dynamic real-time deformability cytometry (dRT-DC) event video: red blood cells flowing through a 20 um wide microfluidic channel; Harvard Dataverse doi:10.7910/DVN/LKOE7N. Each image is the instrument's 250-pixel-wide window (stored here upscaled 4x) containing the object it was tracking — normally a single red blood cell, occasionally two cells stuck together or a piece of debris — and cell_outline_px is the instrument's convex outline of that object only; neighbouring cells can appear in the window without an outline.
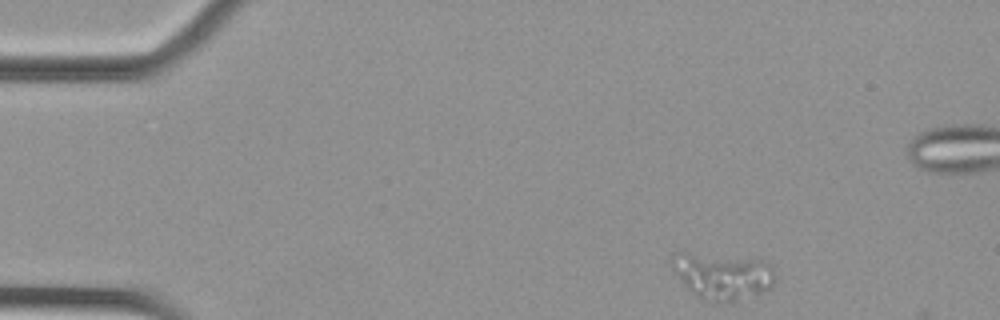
{"species": "Egyptian fruit bat (a non-hibernating species)", "species_latin": "Rousettus aegyptiacus", "temperature_condition": "cold", "stored_images_in_passage": 49, "segment_of_instrument_passage": [1, 2], "camera_frame_rate_fps": 3000, "um_per_image_px": 0.085, "animal": {"sex": "female"}, "frame": {"image": 1, "passage_image": 1, "time_ms": 0.0, "image_size_px": [1000, 320], "cell_outline_px": [[772, 288], [760, 292], [732, 300], [700, 300], [672, 272], [672, 256], [676, 252], [684, 252], [756, 256], [768, 260], [772, 264]], "centroid_in_image_um": [61.4, 23.36], "position_along_channel_um": 23.6, "area_um2": 28.26}}
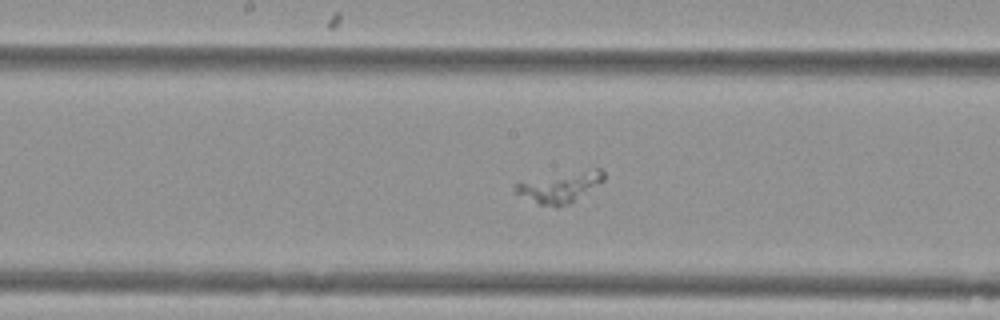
{"frame": {"image": 2, "passage_image": 22, "time_ms": 7.0, "image_size_px": [1000, 320], "cell_outline_px": [[604, 180], [568, 204], [556, 208], [540, 204], [516, 192], [512, 188], [516, 184], [596, 168], [600, 168], [604, 172]], "centroid_in_image_um": [47.65, 15.94], "position_along_channel_um": 200.6, "area_um2": 14.57}}
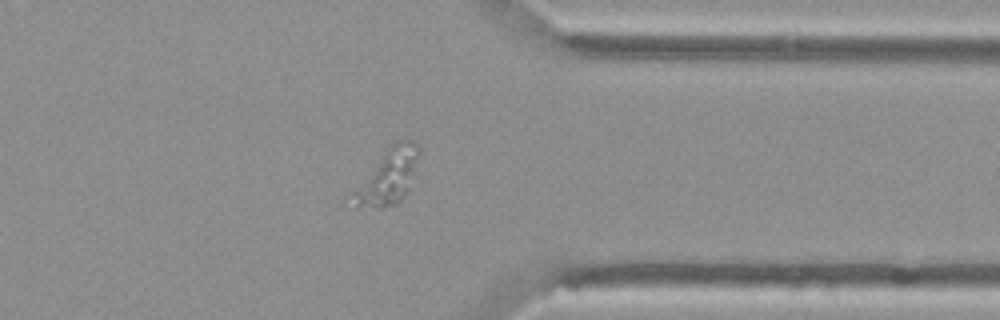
{"frame": {"image": 3, "passage_image": 37, "time_ms": 12.0, "image_size_px": [1000, 320], "cell_outline_px": [[420, 152], [404, 196], [396, 204], [380, 208], [376, 208], [356, 204], [344, 196], [392, 144], [400, 140], [412, 140], [420, 148]], "centroid_in_image_um": [32.88, 15.04], "position_along_channel_um": 378.5, "area_um2": 20.98}}